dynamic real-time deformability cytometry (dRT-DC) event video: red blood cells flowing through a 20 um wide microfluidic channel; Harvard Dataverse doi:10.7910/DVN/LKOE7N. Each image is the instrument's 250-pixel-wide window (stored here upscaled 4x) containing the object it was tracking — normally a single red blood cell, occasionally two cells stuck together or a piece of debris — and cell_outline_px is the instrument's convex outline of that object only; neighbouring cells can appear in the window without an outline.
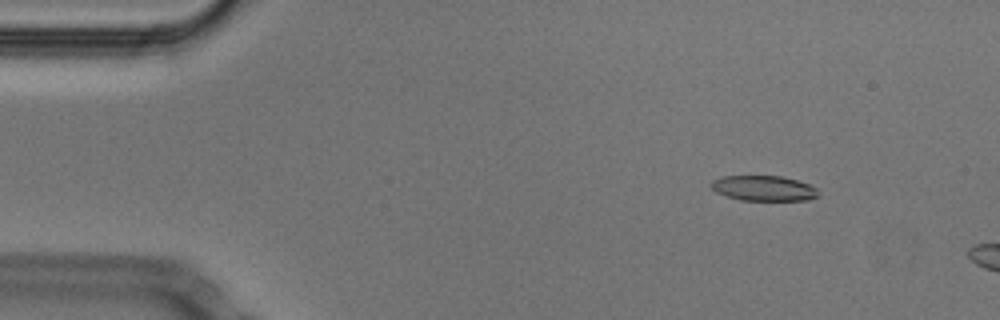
{"species": "Egyptian fruit bat (a non-hibernating species)", "species_latin": "Rousettus aegyptiacus", "temperature_condition": "cold", "stored_images_in_passage": 8, "camera_frame_rate_fps": 3000, "um_per_image_px": 0.085, "animal": {"sex": "male"}, "frame": {"image": 1, "passage_image": 4, "time_ms": 1.0, "image_size_px": [1000, 320], "cell_outline_px": [[820, 196], [808, 200], [740, 200], [716, 192], [708, 184], [712, 180], [724, 176], [780, 176], [796, 180], [808, 184], [816, 188]], "centroid_in_image_um": [64.91, 16.0], "position_along_channel_um": 20.1, "area_um2": 15.72}}